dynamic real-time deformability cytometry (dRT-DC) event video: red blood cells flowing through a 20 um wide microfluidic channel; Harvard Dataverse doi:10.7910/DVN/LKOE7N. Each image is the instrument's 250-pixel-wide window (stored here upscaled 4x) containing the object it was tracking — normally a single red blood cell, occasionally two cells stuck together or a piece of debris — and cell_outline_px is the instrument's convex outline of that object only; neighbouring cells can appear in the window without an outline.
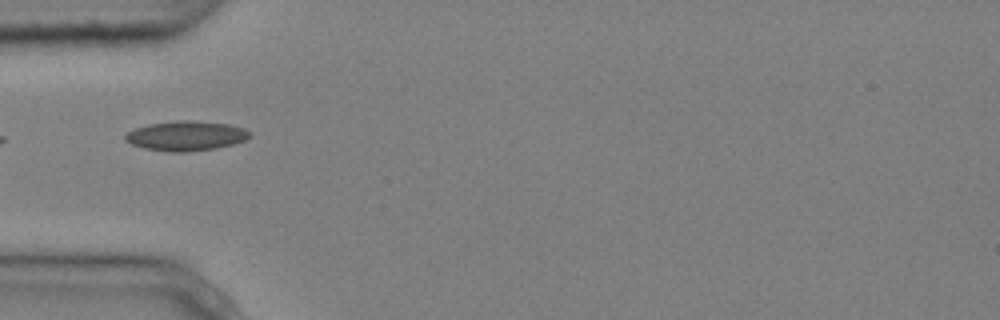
{"species": "common noctule bat (a hibernating species)", "species_latin": "Nyctalus noctula", "temperature_condition": "cold", "stored_images_in_passage": 6, "camera_frame_rate_fps": 3000, "um_per_image_px": 0.085, "animal": {"sex": "male", "body_mass_g": 20.4}, "frame": {"image": 1, "passage_image": 5, "time_ms": 1.333, "image_size_px": [1000, 320], "cell_outline_px": [[252, 136], [244, 140], [232, 144], [216, 148], [184, 152], [168, 152], [144, 148], [132, 144], [124, 140], [124, 136], [128, 132], [136, 128], [148, 124], [176, 120], [188, 120], [228, 124], [244, 128]], "centroid_in_image_um": [15.78, 11.55], "position_along_channel_um": 69.2, "area_um2": 21.44}}
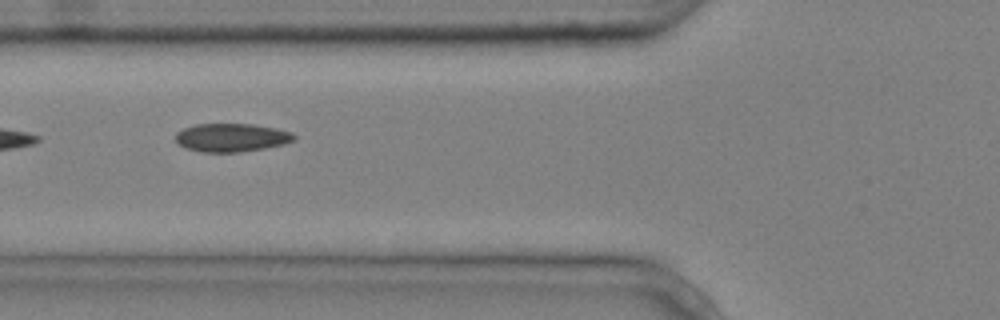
{"frame": {"image": 2, "passage_image": 6, "time_ms": 1.667, "image_size_px": [1000, 320], "cell_outline_px": [[296, 136], [292, 140], [284, 144], [264, 148], [240, 152], [200, 152], [184, 148], [176, 144], [176, 132], [184, 128], [196, 124], [252, 124], [276, 128], [292, 132]], "centroid_in_image_um": [19.64, 11.7], "position_along_channel_um": 106.2, "area_um2": 19.65}}